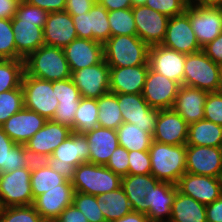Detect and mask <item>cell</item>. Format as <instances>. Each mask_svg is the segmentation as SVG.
Masks as SVG:
<instances>
[{
  "instance_id": "obj_1",
  "label": "cell",
  "mask_w": 222,
  "mask_h": 222,
  "mask_svg": "<svg viewBox=\"0 0 222 222\" xmlns=\"http://www.w3.org/2000/svg\"><path fill=\"white\" fill-rule=\"evenodd\" d=\"M121 187L134 212L146 214L149 221L169 222L176 196L175 184L159 181L152 174L126 175Z\"/></svg>"
},
{
  "instance_id": "obj_2",
  "label": "cell",
  "mask_w": 222,
  "mask_h": 222,
  "mask_svg": "<svg viewBox=\"0 0 222 222\" xmlns=\"http://www.w3.org/2000/svg\"><path fill=\"white\" fill-rule=\"evenodd\" d=\"M48 12L26 2H19L11 19L16 44V60H25L44 45L43 29Z\"/></svg>"
},
{
  "instance_id": "obj_3",
  "label": "cell",
  "mask_w": 222,
  "mask_h": 222,
  "mask_svg": "<svg viewBox=\"0 0 222 222\" xmlns=\"http://www.w3.org/2000/svg\"><path fill=\"white\" fill-rule=\"evenodd\" d=\"M24 71L28 76L48 81L71 78V71L64 50L43 45L24 60Z\"/></svg>"
},
{
  "instance_id": "obj_4",
  "label": "cell",
  "mask_w": 222,
  "mask_h": 222,
  "mask_svg": "<svg viewBox=\"0 0 222 222\" xmlns=\"http://www.w3.org/2000/svg\"><path fill=\"white\" fill-rule=\"evenodd\" d=\"M103 53L110 67L149 65V46L137 35L111 36L103 44Z\"/></svg>"
},
{
  "instance_id": "obj_5",
  "label": "cell",
  "mask_w": 222,
  "mask_h": 222,
  "mask_svg": "<svg viewBox=\"0 0 222 222\" xmlns=\"http://www.w3.org/2000/svg\"><path fill=\"white\" fill-rule=\"evenodd\" d=\"M151 174L159 181L176 184L186 172V145L152 141L149 148Z\"/></svg>"
},
{
  "instance_id": "obj_6",
  "label": "cell",
  "mask_w": 222,
  "mask_h": 222,
  "mask_svg": "<svg viewBox=\"0 0 222 222\" xmlns=\"http://www.w3.org/2000/svg\"><path fill=\"white\" fill-rule=\"evenodd\" d=\"M90 149L84 134L72 132L52 153L49 167L65 179H73L75 168L89 163Z\"/></svg>"
},
{
  "instance_id": "obj_7",
  "label": "cell",
  "mask_w": 222,
  "mask_h": 222,
  "mask_svg": "<svg viewBox=\"0 0 222 222\" xmlns=\"http://www.w3.org/2000/svg\"><path fill=\"white\" fill-rule=\"evenodd\" d=\"M122 177L106 166L83 163L75 168L71 184L75 192L101 195L121 187Z\"/></svg>"
},
{
  "instance_id": "obj_8",
  "label": "cell",
  "mask_w": 222,
  "mask_h": 222,
  "mask_svg": "<svg viewBox=\"0 0 222 222\" xmlns=\"http://www.w3.org/2000/svg\"><path fill=\"white\" fill-rule=\"evenodd\" d=\"M183 85L218 92L219 67L202 50L185 55Z\"/></svg>"
},
{
  "instance_id": "obj_9",
  "label": "cell",
  "mask_w": 222,
  "mask_h": 222,
  "mask_svg": "<svg viewBox=\"0 0 222 222\" xmlns=\"http://www.w3.org/2000/svg\"><path fill=\"white\" fill-rule=\"evenodd\" d=\"M24 107L51 120L57 110L58 100L53 82L28 76L25 72L21 81Z\"/></svg>"
},
{
  "instance_id": "obj_10",
  "label": "cell",
  "mask_w": 222,
  "mask_h": 222,
  "mask_svg": "<svg viewBox=\"0 0 222 222\" xmlns=\"http://www.w3.org/2000/svg\"><path fill=\"white\" fill-rule=\"evenodd\" d=\"M30 177L26 167L0 173V208L33 205Z\"/></svg>"
},
{
  "instance_id": "obj_11",
  "label": "cell",
  "mask_w": 222,
  "mask_h": 222,
  "mask_svg": "<svg viewBox=\"0 0 222 222\" xmlns=\"http://www.w3.org/2000/svg\"><path fill=\"white\" fill-rule=\"evenodd\" d=\"M201 48L222 33V7L189 3L185 9Z\"/></svg>"
},
{
  "instance_id": "obj_12",
  "label": "cell",
  "mask_w": 222,
  "mask_h": 222,
  "mask_svg": "<svg viewBox=\"0 0 222 222\" xmlns=\"http://www.w3.org/2000/svg\"><path fill=\"white\" fill-rule=\"evenodd\" d=\"M117 100L123 122L134 124L153 135L159 110L151 108L142 93L117 94Z\"/></svg>"
},
{
  "instance_id": "obj_13",
  "label": "cell",
  "mask_w": 222,
  "mask_h": 222,
  "mask_svg": "<svg viewBox=\"0 0 222 222\" xmlns=\"http://www.w3.org/2000/svg\"><path fill=\"white\" fill-rule=\"evenodd\" d=\"M110 66L103 59L100 63L71 72V80L81 97L98 99L110 92Z\"/></svg>"
},
{
  "instance_id": "obj_14",
  "label": "cell",
  "mask_w": 222,
  "mask_h": 222,
  "mask_svg": "<svg viewBox=\"0 0 222 222\" xmlns=\"http://www.w3.org/2000/svg\"><path fill=\"white\" fill-rule=\"evenodd\" d=\"M161 45L185 55L202 50L191 27L189 16L185 12L169 18Z\"/></svg>"
},
{
  "instance_id": "obj_15",
  "label": "cell",
  "mask_w": 222,
  "mask_h": 222,
  "mask_svg": "<svg viewBox=\"0 0 222 222\" xmlns=\"http://www.w3.org/2000/svg\"><path fill=\"white\" fill-rule=\"evenodd\" d=\"M180 86L178 82L156 73L149 67L142 96L151 108L172 109Z\"/></svg>"
},
{
  "instance_id": "obj_16",
  "label": "cell",
  "mask_w": 222,
  "mask_h": 222,
  "mask_svg": "<svg viewBox=\"0 0 222 222\" xmlns=\"http://www.w3.org/2000/svg\"><path fill=\"white\" fill-rule=\"evenodd\" d=\"M71 16L78 38L104 44L111 37L108 11L98 2L93 5L88 13Z\"/></svg>"
},
{
  "instance_id": "obj_17",
  "label": "cell",
  "mask_w": 222,
  "mask_h": 222,
  "mask_svg": "<svg viewBox=\"0 0 222 222\" xmlns=\"http://www.w3.org/2000/svg\"><path fill=\"white\" fill-rule=\"evenodd\" d=\"M137 36L149 47L160 45L166 34L169 17L142 5L132 7Z\"/></svg>"
},
{
  "instance_id": "obj_18",
  "label": "cell",
  "mask_w": 222,
  "mask_h": 222,
  "mask_svg": "<svg viewBox=\"0 0 222 222\" xmlns=\"http://www.w3.org/2000/svg\"><path fill=\"white\" fill-rule=\"evenodd\" d=\"M189 124L173 109L159 110L153 141L168 145H186Z\"/></svg>"
},
{
  "instance_id": "obj_19",
  "label": "cell",
  "mask_w": 222,
  "mask_h": 222,
  "mask_svg": "<svg viewBox=\"0 0 222 222\" xmlns=\"http://www.w3.org/2000/svg\"><path fill=\"white\" fill-rule=\"evenodd\" d=\"M175 185L178 192L192 197L205 206L222 196L216 177L185 172Z\"/></svg>"
},
{
  "instance_id": "obj_20",
  "label": "cell",
  "mask_w": 222,
  "mask_h": 222,
  "mask_svg": "<svg viewBox=\"0 0 222 222\" xmlns=\"http://www.w3.org/2000/svg\"><path fill=\"white\" fill-rule=\"evenodd\" d=\"M222 169V147L186 145V172L210 177Z\"/></svg>"
},
{
  "instance_id": "obj_21",
  "label": "cell",
  "mask_w": 222,
  "mask_h": 222,
  "mask_svg": "<svg viewBox=\"0 0 222 222\" xmlns=\"http://www.w3.org/2000/svg\"><path fill=\"white\" fill-rule=\"evenodd\" d=\"M150 68L183 85L185 54L160 45L149 47Z\"/></svg>"
},
{
  "instance_id": "obj_22",
  "label": "cell",
  "mask_w": 222,
  "mask_h": 222,
  "mask_svg": "<svg viewBox=\"0 0 222 222\" xmlns=\"http://www.w3.org/2000/svg\"><path fill=\"white\" fill-rule=\"evenodd\" d=\"M46 122L45 117L23 107L7 119L1 127L13 142L24 145Z\"/></svg>"
},
{
  "instance_id": "obj_23",
  "label": "cell",
  "mask_w": 222,
  "mask_h": 222,
  "mask_svg": "<svg viewBox=\"0 0 222 222\" xmlns=\"http://www.w3.org/2000/svg\"><path fill=\"white\" fill-rule=\"evenodd\" d=\"M74 187L66 180L62 189H52L36 197L33 206L46 222L54 220L69 205L73 204Z\"/></svg>"
},
{
  "instance_id": "obj_24",
  "label": "cell",
  "mask_w": 222,
  "mask_h": 222,
  "mask_svg": "<svg viewBox=\"0 0 222 222\" xmlns=\"http://www.w3.org/2000/svg\"><path fill=\"white\" fill-rule=\"evenodd\" d=\"M150 65L110 67V92L114 94H140Z\"/></svg>"
},
{
  "instance_id": "obj_25",
  "label": "cell",
  "mask_w": 222,
  "mask_h": 222,
  "mask_svg": "<svg viewBox=\"0 0 222 222\" xmlns=\"http://www.w3.org/2000/svg\"><path fill=\"white\" fill-rule=\"evenodd\" d=\"M43 35L44 45L62 49L78 38L72 16L66 11L48 14Z\"/></svg>"
},
{
  "instance_id": "obj_26",
  "label": "cell",
  "mask_w": 222,
  "mask_h": 222,
  "mask_svg": "<svg viewBox=\"0 0 222 222\" xmlns=\"http://www.w3.org/2000/svg\"><path fill=\"white\" fill-rule=\"evenodd\" d=\"M71 72L96 65L104 59L103 44L76 38L64 49Z\"/></svg>"
},
{
  "instance_id": "obj_27",
  "label": "cell",
  "mask_w": 222,
  "mask_h": 222,
  "mask_svg": "<svg viewBox=\"0 0 222 222\" xmlns=\"http://www.w3.org/2000/svg\"><path fill=\"white\" fill-rule=\"evenodd\" d=\"M208 92L181 85L172 109L188 124L204 119V105Z\"/></svg>"
},
{
  "instance_id": "obj_28",
  "label": "cell",
  "mask_w": 222,
  "mask_h": 222,
  "mask_svg": "<svg viewBox=\"0 0 222 222\" xmlns=\"http://www.w3.org/2000/svg\"><path fill=\"white\" fill-rule=\"evenodd\" d=\"M72 133V130L53 120H47L45 125L30 138L24 146L34 152L51 156L53 151Z\"/></svg>"
},
{
  "instance_id": "obj_29",
  "label": "cell",
  "mask_w": 222,
  "mask_h": 222,
  "mask_svg": "<svg viewBox=\"0 0 222 222\" xmlns=\"http://www.w3.org/2000/svg\"><path fill=\"white\" fill-rule=\"evenodd\" d=\"M84 135L90 149L89 163L106 166L111 154L119 146L116 130L97 126Z\"/></svg>"
},
{
  "instance_id": "obj_30",
  "label": "cell",
  "mask_w": 222,
  "mask_h": 222,
  "mask_svg": "<svg viewBox=\"0 0 222 222\" xmlns=\"http://www.w3.org/2000/svg\"><path fill=\"white\" fill-rule=\"evenodd\" d=\"M169 222H207L206 206L177 191Z\"/></svg>"
},
{
  "instance_id": "obj_31",
  "label": "cell",
  "mask_w": 222,
  "mask_h": 222,
  "mask_svg": "<svg viewBox=\"0 0 222 222\" xmlns=\"http://www.w3.org/2000/svg\"><path fill=\"white\" fill-rule=\"evenodd\" d=\"M186 145L222 147V126L205 119L189 124Z\"/></svg>"
},
{
  "instance_id": "obj_32",
  "label": "cell",
  "mask_w": 222,
  "mask_h": 222,
  "mask_svg": "<svg viewBox=\"0 0 222 222\" xmlns=\"http://www.w3.org/2000/svg\"><path fill=\"white\" fill-rule=\"evenodd\" d=\"M96 198L106 222L120 219L133 211L122 187L97 195Z\"/></svg>"
},
{
  "instance_id": "obj_33",
  "label": "cell",
  "mask_w": 222,
  "mask_h": 222,
  "mask_svg": "<svg viewBox=\"0 0 222 222\" xmlns=\"http://www.w3.org/2000/svg\"><path fill=\"white\" fill-rule=\"evenodd\" d=\"M25 166L24 145L13 142L0 126V173H8Z\"/></svg>"
},
{
  "instance_id": "obj_34",
  "label": "cell",
  "mask_w": 222,
  "mask_h": 222,
  "mask_svg": "<svg viewBox=\"0 0 222 222\" xmlns=\"http://www.w3.org/2000/svg\"><path fill=\"white\" fill-rule=\"evenodd\" d=\"M119 146L129 151H149L153 136L138 126L123 122L116 130Z\"/></svg>"
},
{
  "instance_id": "obj_35",
  "label": "cell",
  "mask_w": 222,
  "mask_h": 222,
  "mask_svg": "<svg viewBox=\"0 0 222 222\" xmlns=\"http://www.w3.org/2000/svg\"><path fill=\"white\" fill-rule=\"evenodd\" d=\"M97 104L98 125L100 127L117 130V128L123 123L117 94L108 92L97 99Z\"/></svg>"
},
{
  "instance_id": "obj_36",
  "label": "cell",
  "mask_w": 222,
  "mask_h": 222,
  "mask_svg": "<svg viewBox=\"0 0 222 222\" xmlns=\"http://www.w3.org/2000/svg\"><path fill=\"white\" fill-rule=\"evenodd\" d=\"M98 125V104L95 98L81 97L74 118V133L86 134Z\"/></svg>"
},
{
  "instance_id": "obj_37",
  "label": "cell",
  "mask_w": 222,
  "mask_h": 222,
  "mask_svg": "<svg viewBox=\"0 0 222 222\" xmlns=\"http://www.w3.org/2000/svg\"><path fill=\"white\" fill-rule=\"evenodd\" d=\"M51 167L40 168L31 172L30 183L32 186L33 199L52 189H62V184L66 181Z\"/></svg>"
},
{
  "instance_id": "obj_38",
  "label": "cell",
  "mask_w": 222,
  "mask_h": 222,
  "mask_svg": "<svg viewBox=\"0 0 222 222\" xmlns=\"http://www.w3.org/2000/svg\"><path fill=\"white\" fill-rule=\"evenodd\" d=\"M24 72V60L0 59V93L18 88Z\"/></svg>"
},
{
  "instance_id": "obj_39",
  "label": "cell",
  "mask_w": 222,
  "mask_h": 222,
  "mask_svg": "<svg viewBox=\"0 0 222 222\" xmlns=\"http://www.w3.org/2000/svg\"><path fill=\"white\" fill-rule=\"evenodd\" d=\"M108 20L111 36L137 35L131 8L108 11Z\"/></svg>"
},
{
  "instance_id": "obj_40",
  "label": "cell",
  "mask_w": 222,
  "mask_h": 222,
  "mask_svg": "<svg viewBox=\"0 0 222 222\" xmlns=\"http://www.w3.org/2000/svg\"><path fill=\"white\" fill-rule=\"evenodd\" d=\"M24 107L23 91L16 89L0 93V126Z\"/></svg>"
},
{
  "instance_id": "obj_41",
  "label": "cell",
  "mask_w": 222,
  "mask_h": 222,
  "mask_svg": "<svg viewBox=\"0 0 222 222\" xmlns=\"http://www.w3.org/2000/svg\"><path fill=\"white\" fill-rule=\"evenodd\" d=\"M0 222H46L33 205L0 208Z\"/></svg>"
},
{
  "instance_id": "obj_42",
  "label": "cell",
  "mask_w": 222,
  "mask_h": 222,
  "mask_svg": "<svg viewBox=\"0 0 222 222\" xmlns=\"http://www.w3.org/2000/svg\"><path fill=\"white\" fill-rule=\"evenodd\" d=\"M73 204L84 214L88 222H106L95 195L74 192Z\"/></svg>"
},
{
  "instance_id": "obj_43",
  "label": "cell",
  "mask_w": 222,
  "mask_h": 222,
  "mask_svg": "<svg viewBox=\"0 0 222 222\" xmlns=\"http://www.w3.org/2000/svg\"><path fill=\"white\" fill-rule=\"evenodd\" d=\"M0 59H16L11 19H0Z\"/></svg>"
},
{
  "instance_id": "obj_44",
  "label": "cell",
  "mask_w": 222,
  "mask_h": 222,
  "mask_svg": "<svg viewBox=\"0 0 222 222\" xmlns=\"http://www.w3.org/2000/svg\"><path fill=\"white\" fill-rule=\"evenodd\" d=\"M53 90H55L58 104L80 103V91L71 78L53 81Z\"/></svg>"
},
{
  "instance_id": "obj_45",
  "label": "cell",
  "mask_w": 222,
  "mask_h": 222,
  "mask_svg": "<svg viewBox=\"0 0 222 222\" xmlns=\"http://www.w3.org/2000/svg\"><path fill=\"white\" fill-rule=\"evenodd\" d=\"M188 4L186 0H147L145 6L170 18L183 14Z\"/></svg>"
},
{
  "instance_id": "obj_46",
  "label": "cell",
  "mask_w": 222,
  "mask_h": 222,
  "mask_svg": "<svg viewBox=\"0 0 222 222\" xmlns=\"http://www.w3.org/2000/svg\"><path fill=\"white\" fill-rule=\"evenodd\" d=\"M204 119L222 126V92H208L204 105Z\"/></svg>"
},
{
  "instance_id": "obj_47",
  "label": "cell",
  "mask_w": 222,
  "mask_h": 222,
  "mask_svg": "<svg viewBox=\"0 0 222 222\" xmlns=\"http://www.w3.org/2000/svg\"><path fill=\"white\" fill-rule=\"evenodd\" d=\"M129 175L151 174L149 151H129Z\"/></svg>"
},
{
  "instance_id": "obj_48",
  "label": "cell",
  "mask_w": 222,
  "mask_h": 222,
  "mask_svg": "<svg viewBox=\"0 0 222 222\" xmlns=\"http://www.w3.org/2000/svg\"><path fill=\"white\" fill-rule=\"evenodd\" d=\"M128 157V151L124 147L118 146L111 154L106 167L121 177L126 176L129 170Z\"/></svg>"
},
{
  "instance_id": "obj_49",
  "label": "cell",
  "mask_w": 222,
  "mask_h": 222,
  "mask_svg": "<svg viewBox=\"0 0 222 222\" xmlns=\"http://www.w3.org/2000/svg\"><path fill=\"white\" fill-rule=\"evenodd\" d=\"M79 103L74 104H58L57 110L51 120L60 123L74 131V118Z\"/></svg>"
},
{
  "instance_id": "obj_50",
  "label": "cell",
  "mask_w": 222,
  "mask_h": 222,
  "mask_svg": "<svg viewBox=\"0 0 222 222\" xmlns=\"http://www.w3.org/2000/svg\"><path fill=\"white\" fill-rule=\"evenodd\" d=\"M24 158L26 161V168L30 171H36L40 168H46L49 166L50 156H46L37 152H34L24 146Z\"/></svg>"
},
{
  "instance_id": "obj_51",
  "label": "cell",
  "mask_w": 222,
  "mask_h": 222,
  "mask_svg": "<svg viewBox=\"0 0 222 222\" xmlns=\"http://www.w3.org/2000/svg\"><path fill=\"white\" fill-rule=\"evenodd\" d=\"M97 0H66L65 11L70 15L88 13Z\"/></svg>"
},
{
  "instance_id": "obj_52",
  "label": "cell",
  "mask_w": 222,
  "mask_h": 222,
  "mask_svg": "<svg viewBox=\"0 0 222 222\" xmlns=\"http://www.w3.org/2000/svg\"><path fill=\"white\" fill-rule=\"evenodd\" d=\"M54 222H88V220L74 204H71L62 211Z\"/></svg>"
},
{
  "instance_id": "obj_53",
  "label": "cell",
  "mask_w": 222,
  "mask_h": 222,
  "mask_svg": "<svg viewBox=\"0 0 222 222\" xmlns=\"http://www.w3.org/2000/svg\"><path fill=\"white\" fill-rule=\"evenodd\" d=\"M202 51L215 63H222V33L202 48Z\"/></svg>"
},
{
  "instance_id": "obj_54",
  "label": "cell",
  "mask_w": 222,
  "mask_h": 222,
  "mask_svg": "<svg viewBox=\"0 0 222 222\" xmlns=\"http://www.w3.org/2000/svg\"><path fill=\"white\" fill-rule=\"evenodd\" d=\"M26 3L39 7L48 13L65 11L66 0H25Z\"/></svg>"
},
{
  "instance_id": "obj_55",
  "label": "cell",
  "mask_w": 222,
  "mask_h": 222,
  "mask_svg": "<svg viewBox=\"0 0 222 222\" xmlns=\"http://www.w3.org/2000/svg\"><path fill=\"white\" fill-rule=\"evenodd\" d=\"M207 222H222V196L206 205Z\"/></svg>"
},
{
  "instance_id": "obj_56",
  "label": "cell",
  "mask_w": 222,
  "mask_h": 222,
  "mask_svg": "<svg viewBox=\"0 0 222 222\" xmlns=\"http://www.w3.org/2000/svg\"><path fill=\"white\" fill-rule=\"evenodd\" d=\"M17 0H0V19H12L17 11Z\"/></svg>"
},
{
  "instance_id": "obj_57",
  "label": "cell",
  "mask_w": 222,
  "mask_h": 222,
  "mask_svg": "<svg viewBox=\"0 0 222 222\" xmlns=\"http://www.w3.org/2000/svg\"><path fill=\"white\" fill-rule=\"evenodd\" d=\"M107 11L132 8L131 0H97Z\"/></svg>"
},
{
  "instance_id": "obj_58",
  "label": "cell",
  "mask_w": 222,
  "mask_h": 222,
  "mask_svg": "<svg viewBox=\"0 0 222 222\" xmlns=\"http://www.w3.org/2000/svg\"><path fill=\"white\" fill-rule=\"evenodd\" d=\"M148 221L149 218L146 214L132 211L131 213L123 216L122 218L112 222H148Z\"/></svg>"
},
{
  "instance_id": "obj_59",
  "label": "cell",
  "mask_w": 222,
  "mask_h": 222,
  "mask_svg": "<svg viewBox=\"0 0 222 222\" xmlns=\"http://www.w3.org/2000/svg\"><path fill=\"white\" fill-rule=\"evenodd\" d=\"M197 3L208 7H222V0H199Z\"/></svg>"
},
{
  "instance_id": "obj_60",
  "label": "cell",
  "mask_w": 222,
  "mask_h": 222,
  "mask_svg": "<svg viewBox=\"0 0 222 222\" xmlns=\"http://www.w3.org/2000/svg\"><path fill=\"white\" fill-rule=\"evenodd\" d=\"M219 67V92H222V63L218 64Z\"/></svg>"
},
{
  "instance_id": "obj_61",
  "label": "cell",
  "mask_w": 222,
  "mask_h": 222,
  "mask_svg": "<svg viewBox=\"0 0 222 222\" xmlns=\"http://www.w3.org/2000/svg\"><path fill=\"white\" fill-rule=\"evenodd\" d=\"M147 0H131L132 7L142 6L146 4Z\"/></svg>"
},
{
  "instance_id": "obj_62",
  "label": "cell",
  "mask_w": 222,
  "mask_h": 222,
  "mask_svg": "<svg viewBox=\"0 0 222 222\" xmlns=\"http://www.w3.org/2000/svg\"><path fill=\"white\" fill-rule=\"evenodd\" d=\"M217 179H218V183L220 185V188H221V192H222V169L220 170L218 176H217Z\"/></svg>"
},
{
  "instance_id": "obj_63",
  "label": "cell",
  "mask_w": 222,
  "mask_h": 222,
  "mask_svg": "<svg viewBox=\"0 0 222 222\" xmlns=\"http://www.w3.org/2000/svg\"><path fill=\"white\" fill-rule=\"evenodd\" d=\"M188 3H197L199 0H186Z\"/></svg>"
},
{
  "instance_id": "obj_64",
  "label": "cell",
  "mask_w": 222,
  "mask_h": 222,
  "mask_svg": "<svg viewBox=\"0 0 222 222\" xmlns=\"http://www.w3.org/2000/svg\"><path fill=\"white\" fill-rule=\"evenodd\" d=\"M148 222H164V221H148Z\"/></svg>"
}]
</instances>
